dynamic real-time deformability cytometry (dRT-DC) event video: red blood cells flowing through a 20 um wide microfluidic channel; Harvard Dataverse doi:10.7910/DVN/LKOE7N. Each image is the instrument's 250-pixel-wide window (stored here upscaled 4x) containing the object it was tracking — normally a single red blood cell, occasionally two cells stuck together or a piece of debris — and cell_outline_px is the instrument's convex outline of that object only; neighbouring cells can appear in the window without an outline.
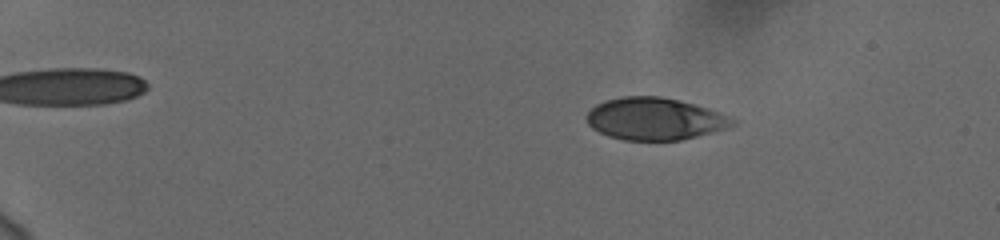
{"species": "human", "species_latin": "Homo sapiens", "temperature_condition": "cold", "stored_images_in_passage": 57, "camera_frame_rate_fps": 3000, "um_per_image_px": 0.085, "donor": {"sex": "female"}, "frame": {"image": 1, "passage_image": 11, "time_ms": 3.333, "image_size_px": [1000, 240], "cell_outline_px": [[740, 124], [728, 128], [680, 140], [624, 140], [608, 136], [592, 128], [588, 124], [588, 112], [596, 104], [604, 100], [620, 96], [660, 96], [680, 100], [708, 108], [720, 112], [736, 120]], "centroid_in_image_um": [55.69, 10.09], "position_along_channel_um": 29.3, "area_um2": 36.01}}
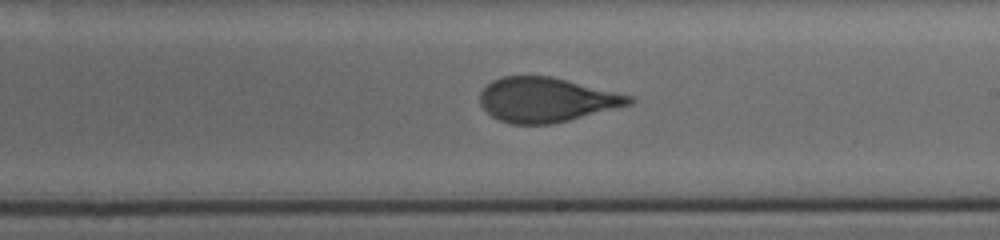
{"frame": {"image": 2, "passage_image": 37, "time_ms": 12.0, "image_size_px": [1000, 240], "cell_outline_px": [[636, 100], [632, 104], [552, 124], [512, 124], [500, 120], [492, 116], [480, 104], [480, 92], [492, 80], [504, 76], [552, 76], [636, 96]], "centroid_in_image_um": [46.49, 8.47], "position_along_channel_um": 242.5, "area_um2": 38.84}}
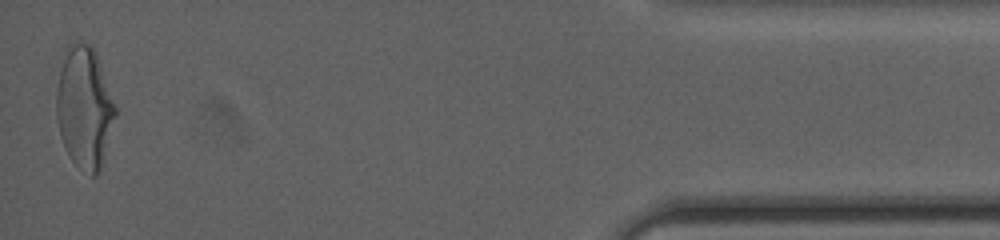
{"frame": {"image": 3, "passage_image": 57, "time_ms": 18.667, "image_size_px": [1000, 240], "cell_outline_px": [[116, 116], [100, 172], [96, 176], [92, 176], [76, 168], [60, 136], [56, 116], [56, 92], [64, 48], [68, 44], [88, 44], [96, 52], [116, 108]], "centroid_in_image_um": [7.17, 9.18], "position_along_channel_um": 428.0, "area_um2": 41.79}, "authors_computed_cell_mechanics": {"area_um2": 38.8416, "velocity_mm_per_s": 3.7427, "shape_relaxation_time_tau1_ms": 6.3152, "shape_relaxation_time_tau2_ms": 0.8722, "deformation_change_tau1": 0.1975, "deformation_change_tau2": 0.0755}}